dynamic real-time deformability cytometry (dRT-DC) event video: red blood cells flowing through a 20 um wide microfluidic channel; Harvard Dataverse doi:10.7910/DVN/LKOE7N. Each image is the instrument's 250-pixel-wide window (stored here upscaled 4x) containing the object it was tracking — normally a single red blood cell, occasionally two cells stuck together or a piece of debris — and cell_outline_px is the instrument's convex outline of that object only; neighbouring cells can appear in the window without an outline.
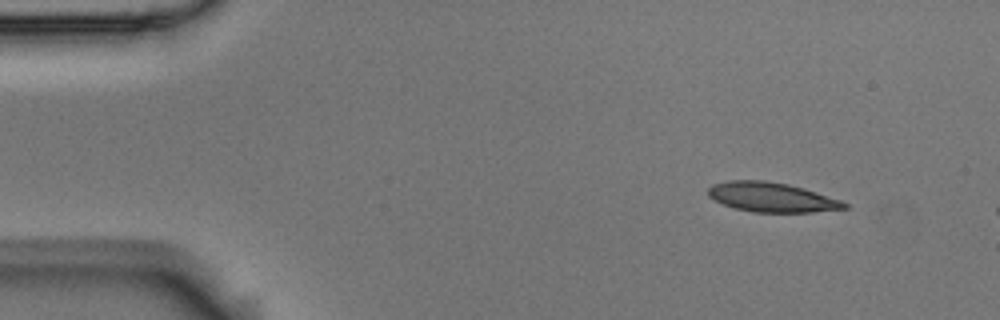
{"species": "Egyptian fruit bat (a non-hibernating species)", "species_latin": "Rousettus aegyptiacus", "temperature_condition": "room temperature", "stored_images_in_passage": 3, "camera_frame_rate_fps": 3000, "um_per_image_px": 0.085, "animal": {"sex": "male"}, "frame": {"image": 1, "passage_image": 1, "time_ms": 0.0, "image_size_px": [1000, 320], "cell_outline_px": [[848, 208], [812, 212], [752, 212], [736, 208], [724, 204], [708, 196], [708, 188], [712, 184], [728, 180], [764, 180], [788, 184], [804, 188], [840, 200], [848, 204]], "centroid_in_image_um": [65.58, 16.75], "position_along_channel_um": 19.4, "area_um2": 23.35}}